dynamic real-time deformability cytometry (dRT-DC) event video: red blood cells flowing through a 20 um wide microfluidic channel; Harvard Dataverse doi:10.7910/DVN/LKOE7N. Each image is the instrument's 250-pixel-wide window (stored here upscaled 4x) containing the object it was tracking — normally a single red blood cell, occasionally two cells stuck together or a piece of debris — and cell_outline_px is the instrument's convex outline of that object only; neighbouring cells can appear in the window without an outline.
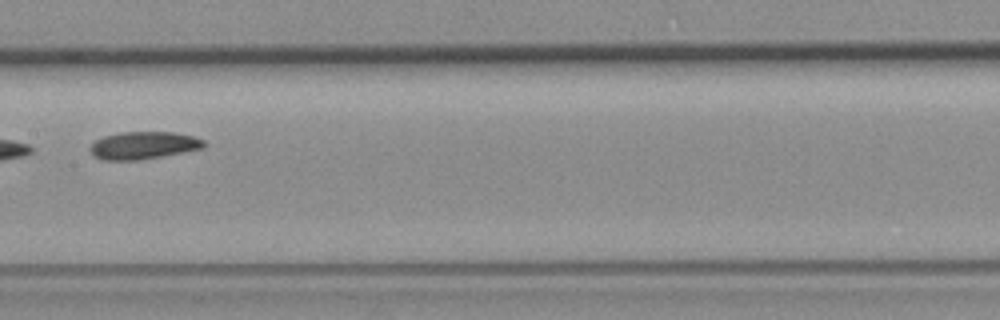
{"species": "common noctule bat (a hibernating species)", "species_latin": "Nyctalus noctula", "temperature_condition": "room temperature", "stored_images_in_passage": 9, "camera_frame_rate_fps": 3000, "um_per_image_px": 0.085, "animal": {"sex": "female", "body_mass_g": 19.3, "forearm_length_mm": 54.1}, "frame": {"image": 1, "passage_image": 8, "time_ms": 8.333, "image_size_px": [1000, 320], "cell_outline_px": [[208, 144], [204, 148], [160, 156], [136, 160], [104, 160], [92, 156], [88, 148], [96, 140], [104, 136], [120, 132], [172, 132], [192, 136], [204, 140]], "centroid_in_image_um": [12.17, 12.35], "position_along_channel_um": 195.2, "area_um2": 18.21}}
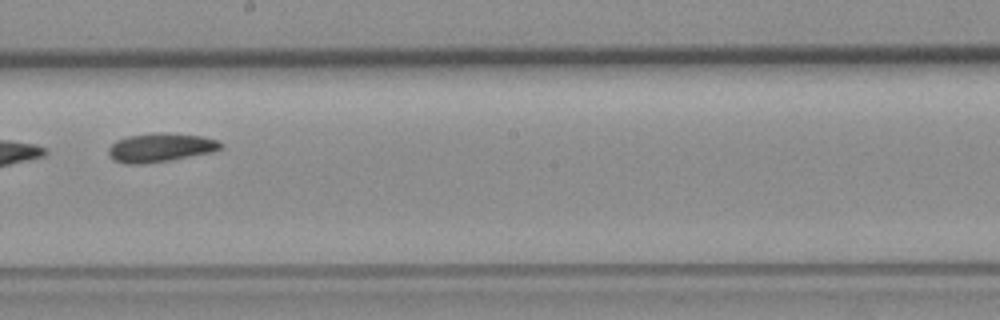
{"frame": {"image": 2, "passage_image": 9, "time_ms": 9.333, "image_size_px": [1000, 320], "cell_outline_px": [[224, 148], [212, 152], [168, 160], [144, 164], [124, 164], [112, 160], [108, 152], [108, 148], [116, 140], [128, 136], [160, 132], [200, 136], [216, 140], [224, 144]], "centroid_in_image_um": [13.61, 12.55], "position_along_channel_um": 234.6, "area_um2": 18.79}}